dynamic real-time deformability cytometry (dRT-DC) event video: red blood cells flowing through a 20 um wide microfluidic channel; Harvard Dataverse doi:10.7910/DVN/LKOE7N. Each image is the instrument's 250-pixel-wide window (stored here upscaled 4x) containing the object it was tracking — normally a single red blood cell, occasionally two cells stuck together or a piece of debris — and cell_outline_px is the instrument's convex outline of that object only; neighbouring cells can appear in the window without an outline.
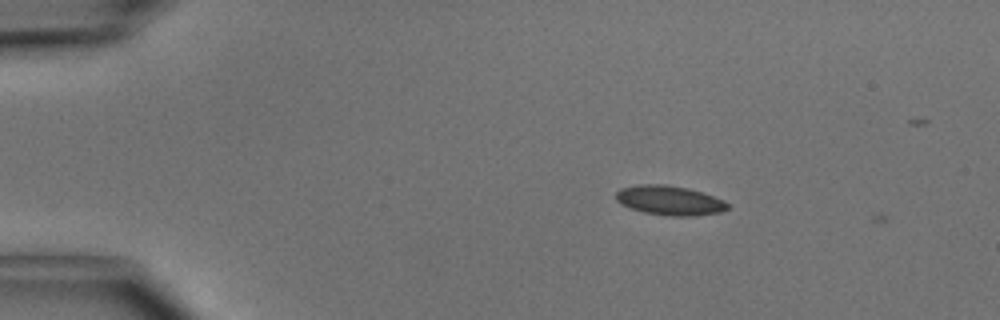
{"species": "common noctule bat (a hibernating species)", "species_latin": "Nyctalus noctula", "temperature_condition": "cold", "stored_images_in_passage": 2, "camera_frame_rate_fps": 3000, "um_per_image_px": 0.085, "animal": {"sex": "male", "body_mass_g": 15.6}, "frame": {"image": 1, "passage_image": 1, "time_ms": 0.0, "image_size_px": [1000, 320], "cell_outline_px": [[728, 208], [720, 212], [692, 216], [672, 216], [644, 212], [620, 204], [616, 200], [616, 192], [620, 188], [640, 184], [668, 184], [688, 188], [724, 200], [728, 204]], "centroid_in_image_um": [56.89, 17.02], "position_along_channel_um": 28.1, "area_um2": 19.07}}